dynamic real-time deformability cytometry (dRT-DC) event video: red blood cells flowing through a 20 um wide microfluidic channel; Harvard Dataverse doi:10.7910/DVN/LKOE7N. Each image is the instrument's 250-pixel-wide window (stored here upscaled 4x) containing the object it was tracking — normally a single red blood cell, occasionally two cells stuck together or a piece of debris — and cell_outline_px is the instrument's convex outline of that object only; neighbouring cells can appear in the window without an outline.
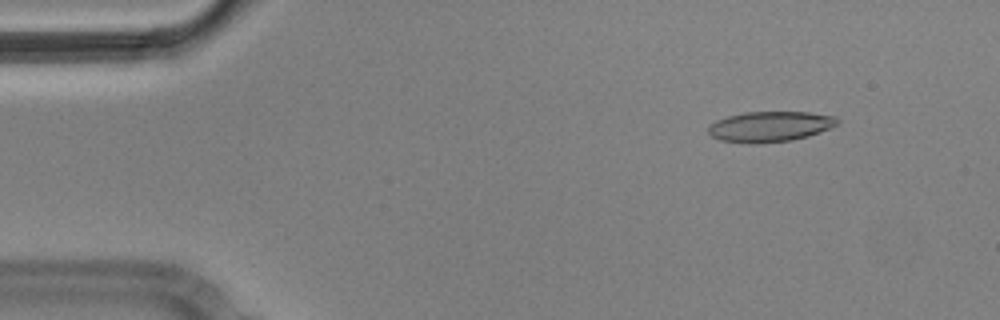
{"species": "Egyptian fruit bat (a non-hibernating species)", "species_latin": "Rousettus aegyptiacus", "temperature_condition": "cold", "stored_images_in_passage": 51, "camera_frame_rate_fps": 3000, "um_per_image_px": 0.085, "animal": {"sex": "male"}, "frame": {"image": 1, "passage_image": 2, "time_ms": 0.333, "image_size_px": [1000, 320], "cell_outline_px": [[840, 120], [832, 128], [808, 136], [792, 140], [760, 144], [748, 144], [720, 140], [712, 136], [708, 132], [708, 128], [716, 120], [728, 116], [744, 112], [808, 112], [836, 116]], "centroid_in_image_um": [65.47, 10.76], "position_along_channel_um": 19.5, "area_um2": 23.06}}
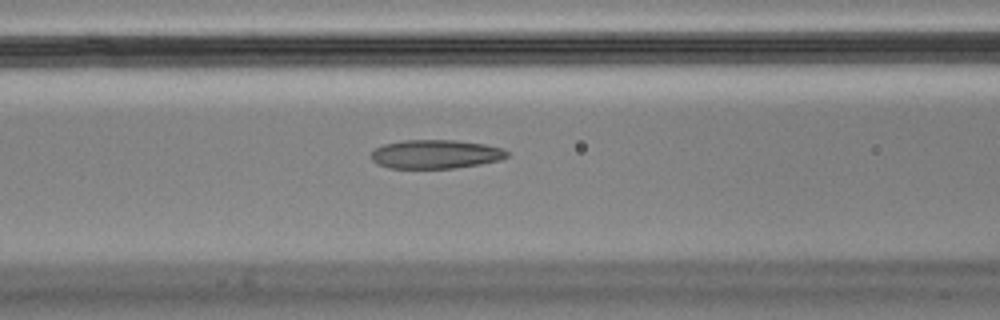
{"frame": {"image": 2, "passage_image": 18, "time_ms": 5.667, "image_size_px": [1000, 320], "cell_outline_px": [[508, 156], [500, 160], [480, 164], [452, 168], [388, 168], [372, 160], [372, 152], [376, 148], [384, 144], [404, 140], [456, 140], [484, 144], [504, 148], [508, 152]], "centroid_in_image_um": [37.06, 13.1], "position_along_channel_um": 129.5, "area_um2": 22.72}}
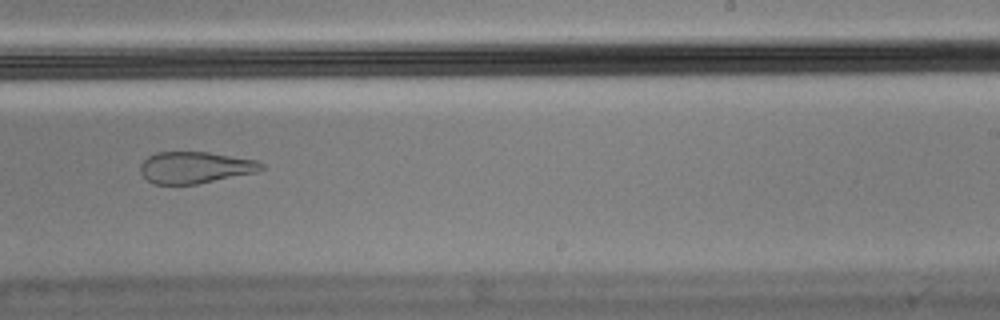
{"frame": {"image": 3, "passage_image": 30, "time_ms": 9.667, "image_size_px": [1000, 320], "cell_outline_px": [[264, 168], [256, 172], [196, 184], [152, 184], [140, 172], [140, 164], [148, 156], [156, 152], [208, 152], [256, 160], [264, 164]], "centroid_in_image_um": [16.56, 14.23], "position_along_channel_um": 272.4, "area_um2": 22.2}, "authors_computed_cell_mechanics": {"area_um2": 23.8136, "velocity_mm_per_s": 3.5768, "shape_relaxation_time_tau1_ms": null, "shape_relaxation_time_tau2_ms": 2.5347, "deformation_change_tau1": null, "deformation_change_tau2": 0.0948}}